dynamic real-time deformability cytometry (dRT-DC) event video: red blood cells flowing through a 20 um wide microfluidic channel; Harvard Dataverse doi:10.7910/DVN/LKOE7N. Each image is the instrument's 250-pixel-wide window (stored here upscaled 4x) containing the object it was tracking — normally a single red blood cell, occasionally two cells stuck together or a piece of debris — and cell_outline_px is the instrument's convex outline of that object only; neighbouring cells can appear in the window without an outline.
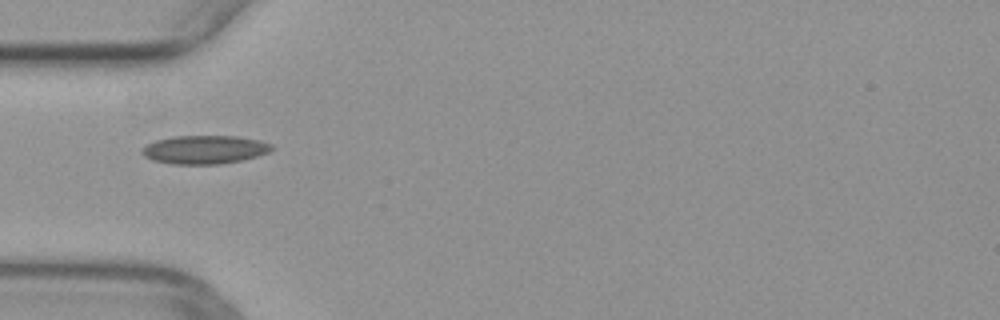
{"species": "common noctule bat (a hibernating species)", "species_latin": "Nyctalus noctula", "temperature_condition": "warm", "stored_images_in_passage": 35, "camera_frame_rate_fps": 3000, "um_per_image_px": 0.085, "animal": {"sex": "female", "body_mass_g": 29.2, "forearm_length_mm": 56.3}, "frame": {"image": 1, "passage_image": 1, "time_ms": 0.0, "image_size_px": [1000, 320], "cell_outline_px": [[276, 148], [268, 152], [256, 156], [240, 160], [220, 164], [172, 164], [152, 160], [144, 156], [140, 152], [140, 148], [144, 144], [156, 140], [172, 136], [236, 136], [260, 140], [272, 144]], "centroid_in_image_um": [17.35, 12.71], "position_along_channel_um": 67.7, "area_um2": 21.73}}
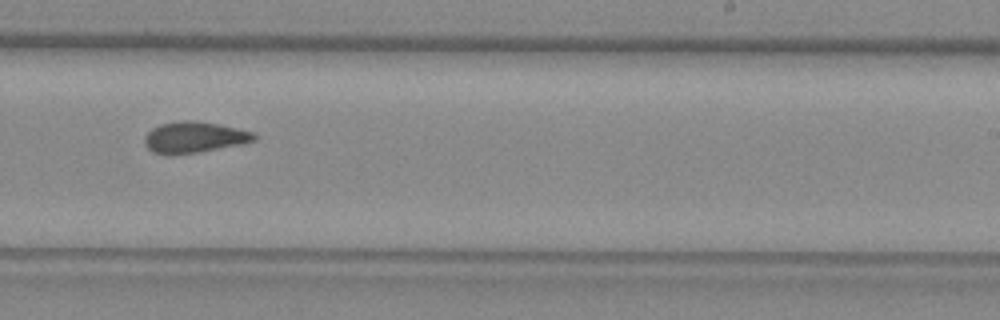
{"frame": {"image": 2, "passage_image": 16, "time_ms": 5.0, "image_size_px": [1000, 320], "cell_outline_px": [[256, 140], [240, 144], [196, 152], [172, 156], [152, 152], [144, 144], [144, 136], [152, 128], [160, 124], [184, 120], [192, 120], [216, 124], [236, 128], [252, 132], [256, 136]], "centroid_in_image_um": [16.44, 11.68], "position_along_channel_um": 272.6, "area_um2": 19.71}}
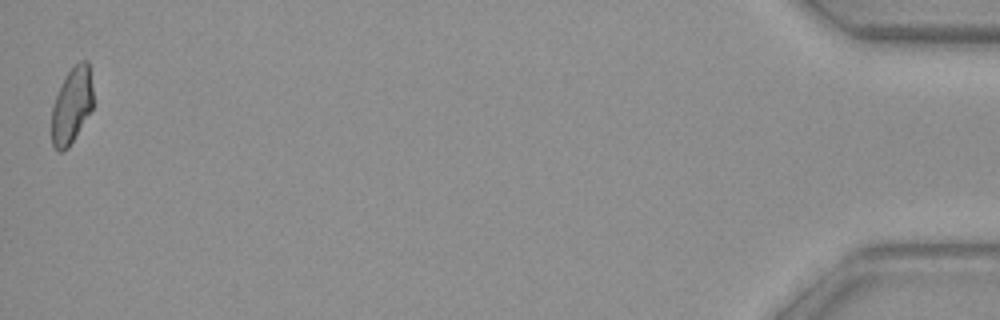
{"frame": {"image": 3, "passage_image": 35, "time_ms": 11.333, "image_size_px": [1000, 320], "cell_outline_px": [[92, 108], [68, 148], [60, 152], [56, 152], [52, 144], [52, 108], [56, 96], [68, 72], [80, 60], [88, 60], [92, 88]], "centroid_in_image_um": [6.09, 8.99], "position_along_channel_um": 429.1, "area_um2": 17.98}}